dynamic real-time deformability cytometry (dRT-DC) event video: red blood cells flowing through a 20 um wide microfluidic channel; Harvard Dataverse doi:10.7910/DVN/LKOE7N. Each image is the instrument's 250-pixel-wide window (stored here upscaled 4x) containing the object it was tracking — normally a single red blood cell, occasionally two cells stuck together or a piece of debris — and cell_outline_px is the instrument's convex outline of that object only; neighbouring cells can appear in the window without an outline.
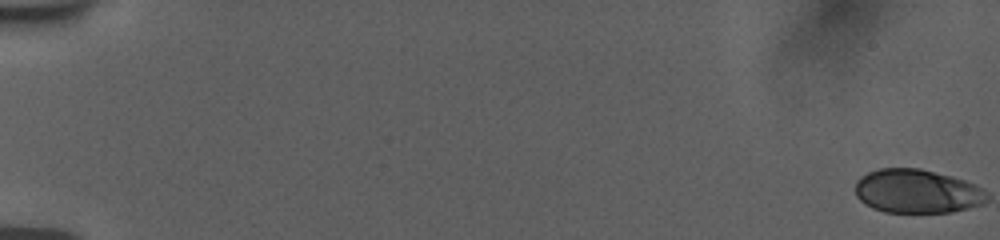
{"species": "human", "species_latin": "Homo sapiens", "temperature_condition": "room temperature", "stored_images_in_passage": 98, "camera_frame_rate_fps": 3000, "um_per_image_px": 0.085, "donor": {"sex": "female"}, "frame": {"image": 1, "passage_image": 1, "time_ms": 0.0, "image_size_px": [1000, 240], "cell_outline_px": [[980, 204], [948, 212], [884, 212], [872, 208], [860, 200], [856, 196], [856, 184], [868, 172], [880, 168], [920, 168], [948, 176], [972, 184], [980, 196]], "centroid_in_image_um": [77.76, 16.26], "position_along_channel_um": 7.2, "area_um2": 32.02}}
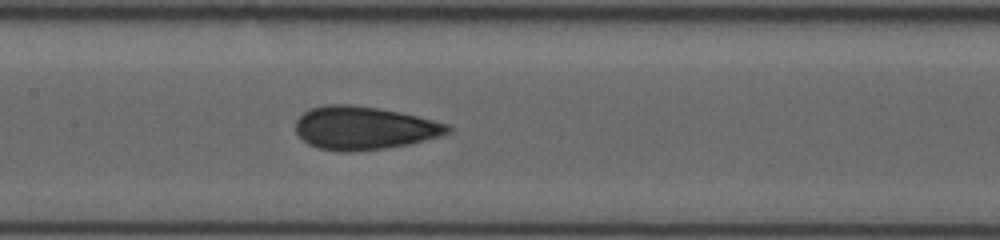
{"frame": {"image": 2, "passage_image": 45, "time_ms": 9.667, "image_size_px": [1000, 240], "cell_outline_px": [[452, 128], [448, 132], [440, 136], [412, 144], [384, 148], [352, 152], [344, 152], [320, 148], [304, 140], [296, 132], [296, 120], [304, 112], [312, 108], [324, 104], [352, 104], [380, 108], [400, 112], [448, 124]], "centroid_in_image_um": [30.95, 10.87], "position_along_channel_um": 176.4, "area_um2": 38.15}}
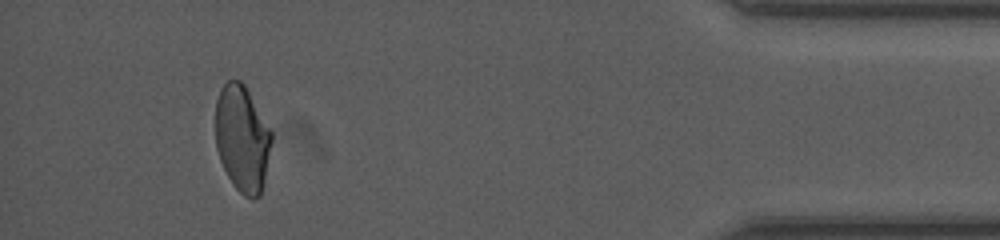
{"frame": {"image": 3, "passage_image": 91, "time_ms": 17.333, "image_size_px": [1000, 240], "cell_outline_px": [[272, 140], [264, 180], [260, 196], [252, 200], [244, 196], [232, 184], [220, 160], [216, 148], [216, 100], [220, 88], [228, 80], [240, 80], [244, 84], [272, 132]], "centroid_in_image_um": [20.58, 11.78], "position_along_channel_um": 414.6, "area_um2": 34.68}, "authors_computed_cell_mechanics": {"area_um2": 36.2984, "velocity_mm_per_s": 3.7761, "shape_relaxation_time_tau1_ms": 6.3603, "shape_relaxation_time_tau2_ms": 1.3538, "deformation_change_tau1": 0.1594, "deformation_change_tau2": 0.0592}}